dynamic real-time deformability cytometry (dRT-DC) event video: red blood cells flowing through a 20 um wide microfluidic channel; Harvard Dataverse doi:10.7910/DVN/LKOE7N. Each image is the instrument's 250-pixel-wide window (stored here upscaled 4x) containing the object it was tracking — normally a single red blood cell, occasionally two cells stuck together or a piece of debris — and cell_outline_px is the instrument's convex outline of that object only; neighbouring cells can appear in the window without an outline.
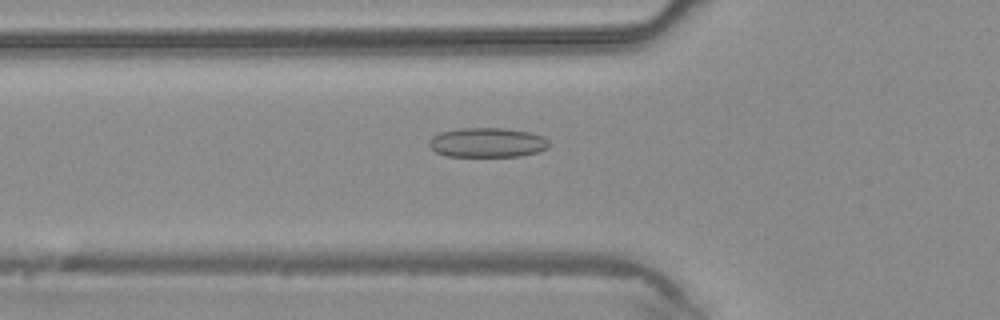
{"species": "common noctule bat (a hibernating species)", "species_latin": "Nyctalus noctula", "temperature_condition": "warm", "stored_images_in_passage": 34, "camera_frame_rate_fps": 3000, "um_per_image_px": 0.085, "animal": {"sex": "male", "body_mass_g": 20.4}, "frame": {"image": 1, "passage_image": 6, "time_ms": 1.667, "image_size_px": [1000, 320], "cell_outline_px": [[548, 148], [536, 152], [520, 156], [448, 156], [436, 152], [428, 144], [428, 140], [432, 136], [440, 132], [460, 128], [504, 128], [528, 132], [544, 136], [548, 140]], "centroid_in_image_um": [41.4, 12.11], "position_along_channel_um": 84.4, "area_um2": 20.63}}
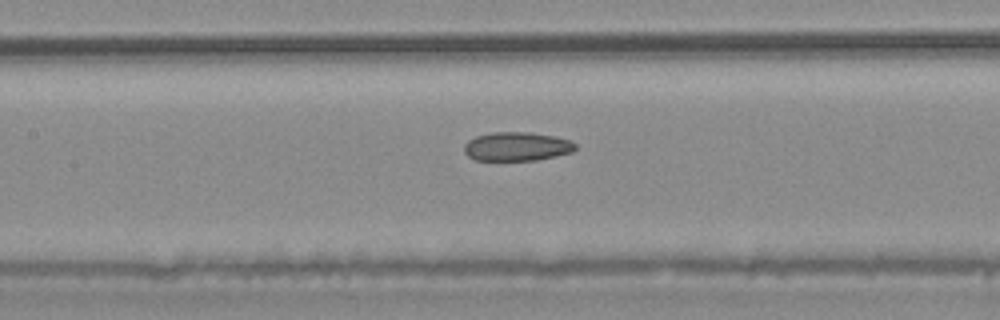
{"frame": {"image": 2, "passage_image": 11, "time_ms": 3.333, "image_size_px": [1000, 320], "cell_outline_px": [[576, 148], [572, 152], [556, 156], [536, 160], [476, 160], [468, 156], [464, 152], [464, 144], [468, 140], [476, 136], [492, 132], [528, 132], [556, 136], [568, 140], [576, 144]], "centroid_in_image_um": [43.92, 12.45], "position_along_channel_um": 163.5, "area_um2": 18.73}}
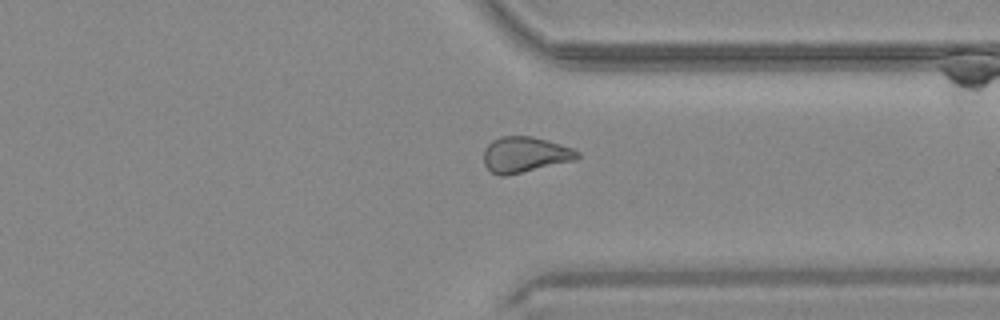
{"frame": {"image": 3, "passage_image": 24, "time_ms": 7.667, "image_size_px": [1000, 320], "cell_outline_px": [[580, 156], [576, 160], [504, 176], [500, 176], [492, 172], [484, 164], [484, 148], [492, 140], [500, 136], [532, 136], [548, 140], [572, 148], [580, 152]], "centroid_in_image_um": [44.62, 13.13], "position_along_channel_um": 366.8, "area_um2": 19.48}}